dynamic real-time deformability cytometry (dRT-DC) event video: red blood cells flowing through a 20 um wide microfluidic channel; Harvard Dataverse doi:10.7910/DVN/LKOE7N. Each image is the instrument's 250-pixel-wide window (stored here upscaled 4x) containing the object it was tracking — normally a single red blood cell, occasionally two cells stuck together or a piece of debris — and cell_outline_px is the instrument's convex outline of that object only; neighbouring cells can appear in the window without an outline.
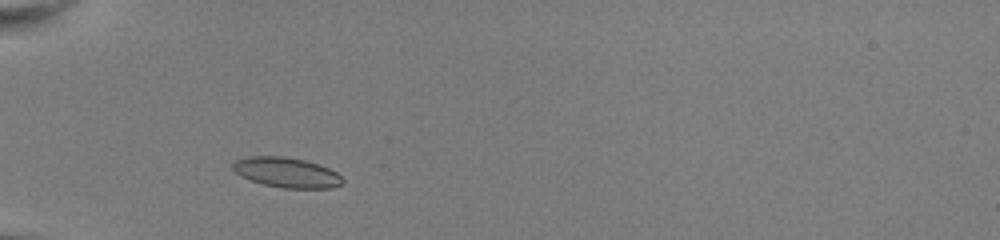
{"species": "common noctule bat (a hibernating species)", "species_latin": "Nyctalus noctula", "temperature_condition": "room temperature", "stored_images_in_passage": 39, "camera_frame_rate_fps": 3000, "um_per_image_px": 0.085, "animal": {"sex": "female", "body_mass_g": 22.0, "forearm_length_mm": 56.7}, "frame": {"image": 1, "passage_image": 5, "time_ms": 1.333, "image_size_px": [1000, 240], "cell_outline_px": [[344, 184], [332, 188], [284, 188], [264, 184], [252, 180], [236, 172], [232, 168], [232, 164], [236, 160], [248, 156], [284, 156], [304, 160], [328, 168], [336, 172], [344, 180]], "centroid_in_image_um": [24.39, 14.66], "position_along_channel_um": 60.6, "area_um2": 19.02}}
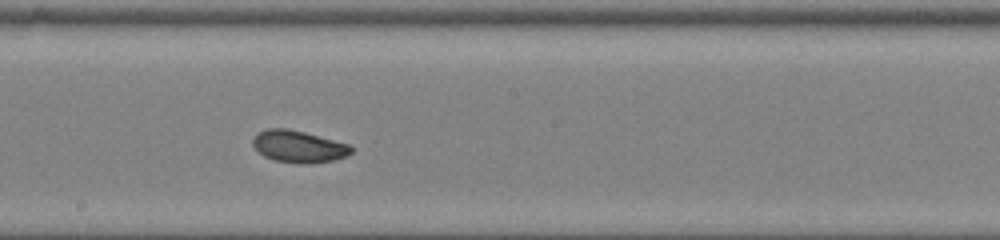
{"frame": {"image": 2, "passage_image": 18, "time_ms": 5.667, "image_size_px": [1000, 240], "cell_outline_px": [[352, 152], [344, 156], [332, 160], [308, 164], [304, 164], [276, 160], [264, 156], [252, 144], [252, 140], [256, 132], [268, 128], [288, 128], [304, 132], [348, 144], [352, 148]], "centroid_in_image_um": [25.33, 12.44], "position_along_channel_um": 222.9, "area_um2": 18.09}}
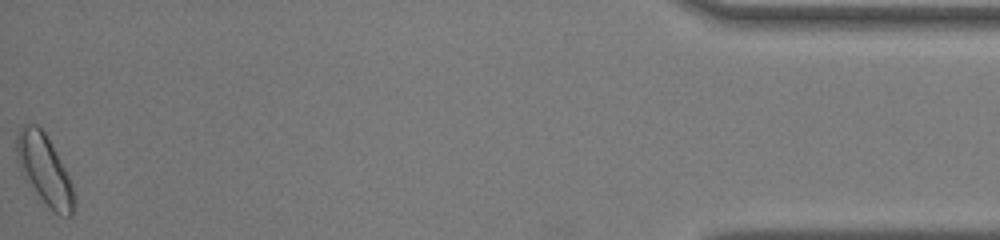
{"frame": {"image": 3, "passage_image": 39, "time_ms": 12.667, "image_size_px": [1000, 240], "cell_outline_px": [[72, 216], [68, 216], [56, 212], [48, 208], [20, 168], [16, 160], [16, 136], [20, 128], [24, 124], [36, 124], [44, 132], [64, 168], [72, 184]], "centroid_in_image_um": [3.73, 14.36], "position_along_channel_um": 431.5, "area_um2": 22.25}, "authors_computed_cell_mechanics": {"area_um2": 18.6116, "velocity_mm_per_s": 4.0269, "shape_relaxation_time_tau1_ms": 2.5436, "shape_relaxation_time_tau2_ms": 2.6853, "deformation_change_tau1": 0.0827, "deformation_change_tau2": 0.0713}}